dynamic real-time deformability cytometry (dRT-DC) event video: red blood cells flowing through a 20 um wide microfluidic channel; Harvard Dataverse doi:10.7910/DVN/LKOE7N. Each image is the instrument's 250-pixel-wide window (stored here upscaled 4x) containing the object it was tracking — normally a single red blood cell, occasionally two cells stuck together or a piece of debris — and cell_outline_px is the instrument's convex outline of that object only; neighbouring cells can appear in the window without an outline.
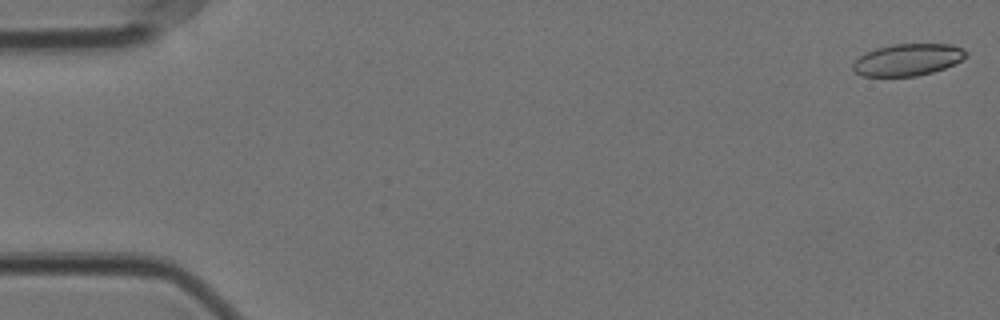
{"species": "Egyptian fruit bat (a non-hibernating species)", "species_latin": "Rousettus aegyptiacus", "temperature_condition": "cold", "stored_images_in_passage": 57, "camera_frame_rate_fps": 3000, "um_per_image_px": 0.085, "animal": {"sex": "female"}, "frame": {"image": 1, "passage_image": 1, "time_ms": 0.0, "image_size_px": [1000, 320], "cell_outline_px": [[968, 56], [944, 68], [932, 72], [916, 76], [860, 76], [852, 68], [852, 64], [864, 52], [876, 48], [892, 44], [952, 44], [964, 48], [968, 52]], "centroid_in_image_um": [77.16, 5.06], "position_along_channel_um": 7.8, "area_um2": 21.1}}
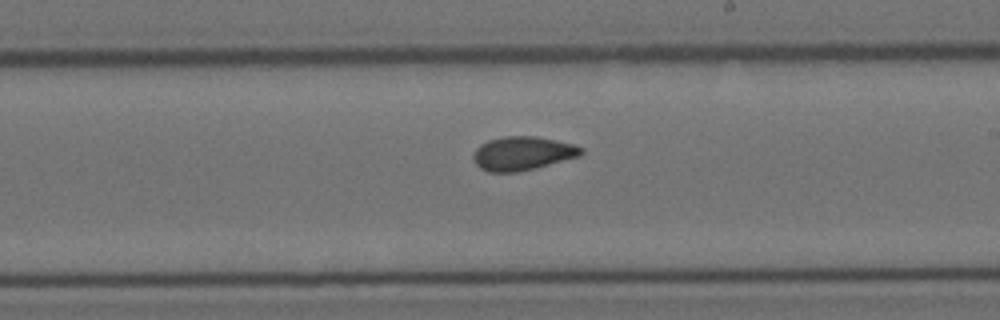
{"frame": {"image": 2, "passage_image": 33, "time_ms": 10.667, "image_size_px": [1000, 320], "cell_outline_px": [[584, 152], [580, 156], [536, 168], [520, 172], [488, 172], [480, 168], [476, 164], [472, 156], [476, 148], [480, 144], [488, 140], [504, 136], [536, 136], [572, 144], [584, 148]], "centroid_in_image_um": [44.4, 13.04], "position_along_channel_um": 244.6, "area_um2": 21.33}}
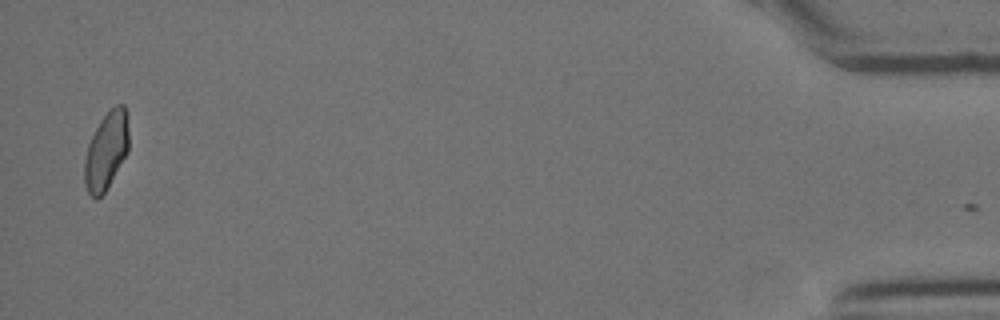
{"frame": {"image": 3, "passage_image": 56, "time_ms": 18.333, "image_size_px": [1000, 320], "cell_outline_px": [[128, 152], [104, 192], [96, 200], [88, 192], [84, 184], [84, 160], [88, 144], [100, 120], [116, 104], [124, 104], [128, 132]], "centroid_in_image_um": [9.01, 12.83], "position_along_channel_um": 426.2, "area_um2": 19.71}, "authors_computed_cell_mechanics": {"area_um2": 21.0392, "velocity_mm_per_s": 3.5342, "shape_relaxation_time_tau1_ms": null, "shape_relaxation_time_tau2_ms": 2.453, "deformation_change_tau1": null, "deformation_change_tau2": 0.0705}}